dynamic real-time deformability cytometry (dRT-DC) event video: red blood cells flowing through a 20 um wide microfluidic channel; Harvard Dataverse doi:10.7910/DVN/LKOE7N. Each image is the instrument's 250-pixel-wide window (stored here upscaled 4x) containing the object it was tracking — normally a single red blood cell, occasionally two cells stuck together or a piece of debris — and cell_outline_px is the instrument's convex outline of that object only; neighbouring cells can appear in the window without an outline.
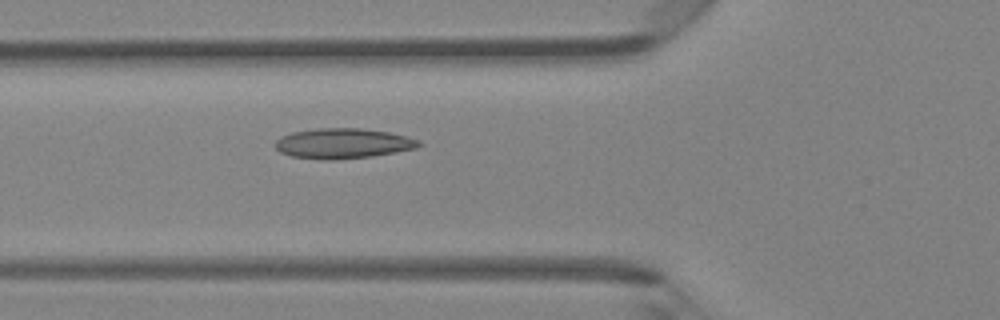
{"species": "Egyptian fruit bat (a non-hibernating species)", "species_latin": "Rousettus aegyptiacus", "temperature_condition": "room temperature", "stored_images_in_passage": 34, "camera_frame_rate_fps": 3000, "um_per_image_px": 0.085, "animal": {"sex": "female"}, "frame": {"image": 1, "passage_image": 6, "time_ms": 1.667, "image_size_px": [1000, 320], "cell_outline_px": [[424, 144], [416, 148], [396, 152], [372, 156], [336, 160], [320, 160], [292, 156], [280, 152], [276, 148], [276, 140], [292, 132], [316, 128], [360, 128], [388, 132], [420, 140]], "centroid_in_image_um": [29.17, 12.2], "position_along_channel_um": 96.6, "area_um2": 25.26}}
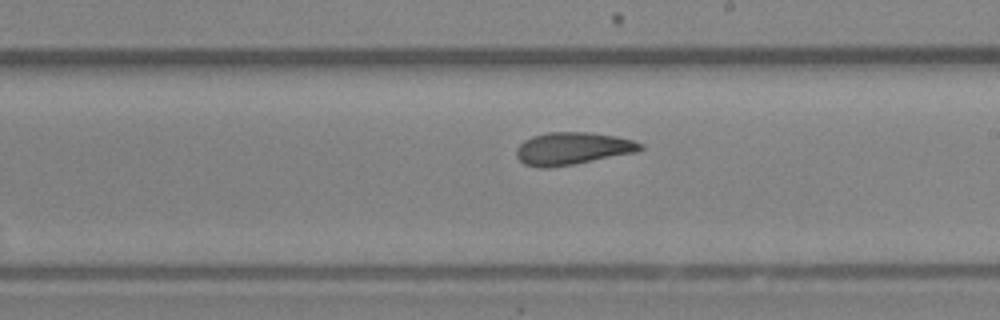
{"frame": {"image": 2, "passage_image": 16, "time_ms": 5.0, "image_size_px": [1000, 320], "cell_outline_px": [[644, 148], [636, 152], [572, 164], [548, 168], [540, 168], [524, 164], [516, 156], [516, 148], [524, 140], [532, 136], [548, 132], [588, 132], [616, 136], [632, 140], [644, 144]], "centroid_in_image_um": [48.64, 12.61], "position_along_channel_um": 240.4, "area_um2": 23.35}}
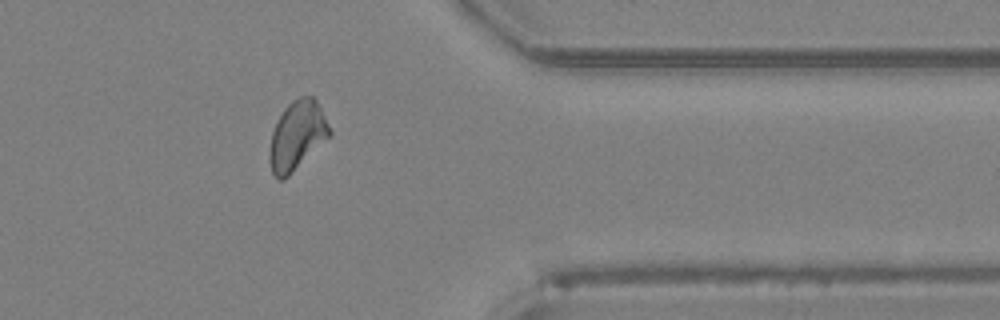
{"frame": {"image": 3, "passage_image": 27, "time_ms": 8.667, "image_size_px": [1000, 320], "cell_outline_px": [[332, 132], [284, 180], [280, 180], [272, 172], [268, 160], [268, 152], [272, 132], [284, 108], [292, 100], [300, 96], [312, 96], [316, 100]], "centroid_in_image_um": [25.2, 11.51], "position_along_channel_um": 386.2, "area_um2": 23.52}}